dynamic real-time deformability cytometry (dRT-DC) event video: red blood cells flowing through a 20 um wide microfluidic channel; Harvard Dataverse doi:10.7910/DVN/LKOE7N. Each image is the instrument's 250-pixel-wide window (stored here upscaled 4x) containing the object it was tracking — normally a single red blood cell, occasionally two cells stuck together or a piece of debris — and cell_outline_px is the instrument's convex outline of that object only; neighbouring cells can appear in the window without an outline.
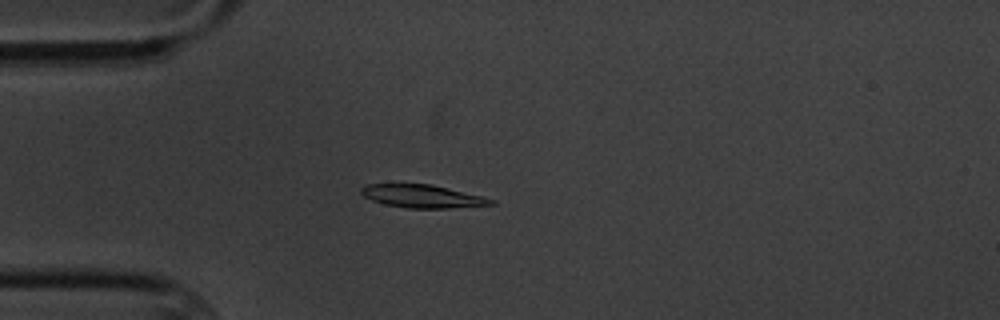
{"species": "common noctule bat (a hibernating species)", "species_latin": "Nyctalus noctula", "temperature_condition": "cold", "stored_images_in_passage": 5, "camera_frame_rate_fps": 3000, "um_per_image_px": 0.085, "animal": {"sex": "male", "body_mass_g": 20.1, "forearm_length_mm": 53.5}, "frame": {"image": 1, "passage_image": 5, "time_ms": 4.667, "image_size_px": [1000, 320], "cell_outline_px": [[496, 204], [448, 208], [408, 208], [384, 204], [372, 200], [364, 196], [360, 192], [360, 188], [364, 184], [432, 184], [496, 200]], "centroid_in_image_um": [35.87, 16.68], "position_along_channel_um": 49.1, "area_um2": 17.28}}